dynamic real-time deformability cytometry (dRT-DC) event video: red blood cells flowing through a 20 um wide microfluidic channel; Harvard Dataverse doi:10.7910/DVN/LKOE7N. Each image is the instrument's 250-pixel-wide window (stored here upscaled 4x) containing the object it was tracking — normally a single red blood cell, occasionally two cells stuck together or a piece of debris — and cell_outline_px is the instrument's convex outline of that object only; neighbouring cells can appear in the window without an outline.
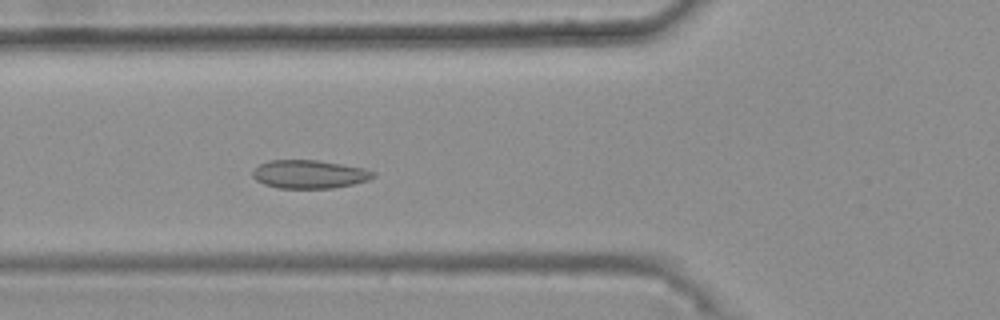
{"species": "common noctule bat (a hibernating species)", "species_latin": "Nyctalus noctula", "temperature_condition": "warm", "stored_images_in_passage": 46, "camera_frame_rate_fps": 3000, "um_per_image_px": 0.085, "animal": {"sex": "female", "body_mass_g": 25.1}, "frame": {"image": 1, "passage_image": 20, "time_ms": 6.333, "image_size_px": [1000, 320], "cell_outline_px": [[376, 176], [368, 180], [352, 184], [332, 188], [276, 188], [264, 184], [256, 180], [252, 176], [252, 172], [260, 164], [268, 160], [316, 160], [364, 168], [376, 172]], "centroid_in_image_um": [26.29, 14.81], "position_along_channel_um": 99.5, "area_um2": 19.88}}
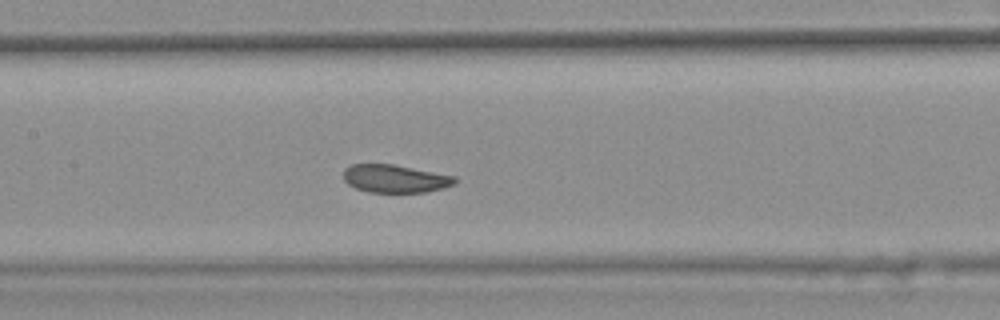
{"frame": {"image": 2, "passage_image": 26, "time_ms": 8.333, "image_size_px": [1000, 320], "cell_outline_px": [[456, 184], [444, 188], [428, 192], [368, 192], [356, 188], [348, 184], [344, 180], [344, 168], [352, 164], [392, 164], [456, 176]], "centroid_in_image_um": [33.6, 15.19], "position_along_channel_um": 173.8, "area_um2": 18.21}}
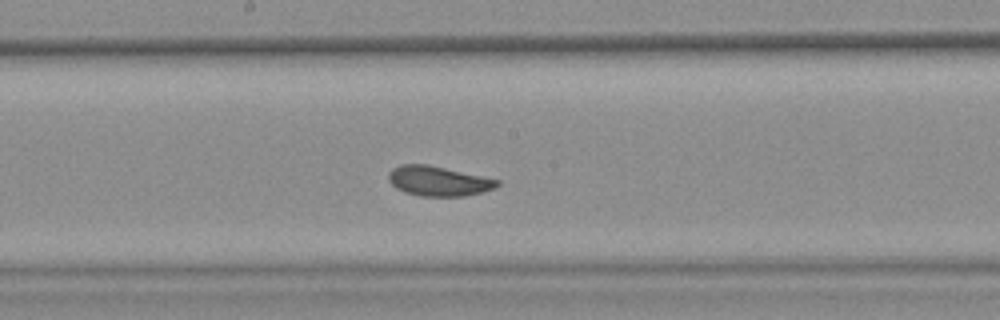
{"frame": {"image": 3, "passage_image": 29, "time_ms": 9.333, "image_size_px": [1000, 320], "cell_outline_px": [[500, 184], [496, 188], [484, 192], [464, 196], [420, 196], [404, 192], [396, 188], [388, 180], [388, 172], [392, 168], [400, 164], [428, 164], [500, 180]], "centroid_in_image_um": [37.26, 15.39], "position_along_channel_um": 210.9, "area_um2": 19.07}, "authors_computed_cell_mechanics": {"area_um2": 19.5653, "velocity_mm_per_s": 3.7216, "shape_relaxation_time_tau1_ms": 10.1904, "shape_relaxation_time_tau2_ms": 6.3266, "deformation_change_tau1": 0.1208, "deformation_change_tau2": 0.0937}}